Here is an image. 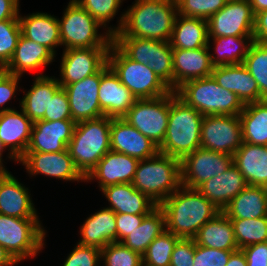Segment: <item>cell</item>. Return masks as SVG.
Segmentation results:
<instances>
[{
	"mask_svg": "<svg viewBox=\"0 0 267 266\" xmlns=\"http://www.w3.org/2000/svg\"><path fill=\"white\" fill-rule=\"evenodd\" d=\"M203 115L170 91V111L165 138L158 150L182 160L200 146Z\"/></svg>",
	"mask_w": 267,
	"mask_h": 266,
	"instance_id": "obj_3",
	"label": "cell"
},
{
	"mask_svg": "<svg viewBox=\"0 0 267 266\" xmlns=\"http://www.w3.org/2000/svg\"><path fill=\"white\" fill-rule=\"evenodd\" d=\"M178 15L208 20L228 0H176Z\"/></svg>",
	"mask_w": 267,
	"mask_h": 266,
	"instance_id": "obj_45",
	"label": "cell"
},
{
	"mask_svg": "<svg viewBox=\"0 0 267 266\" xmlns=\"http://www.w3.org/2000/svg\"><path fill=\"white\" fill-rule=\"evenodd\" d=\"M110 47H94L64 50L58 79L61 86L81 81L98 73L106 64Z\"/></svg>",
	"mask_w": 267,
	"mask_h": 266,
	"instance_id": "obj_14",
	"label": "cell"
},
{
	"mask_svg": "<svg viewBox=\"0 0 267 266\" xmlns=\"http://www.w3.org/2000/svg\"><path fill=\"white\" fill-rule=\"evenodd\" d=\"M75 125L73 120L34 122L27 151L54 153L67 150Z\"/></svg>",
	"mask_w": 267,
	"mask_h": 266,
	"instance_id": "obj_18",
	"label": "cell"
},
{
	"mask_svg": "<svg viewBox=\"0 0 267 266\" xmlns=\"http://www.w3.org/2000/svg\"><path fill=\"white\" fill-rule=\"evenodd\" d=\"M5 149V146L3 145V143L0 141V168L5 169L4 165L2 163V153L3 150Z\"/></svg>",
	"mask_w": 267,
	"mask_h": 266,
	"instance_id": "obj_59",
	"label": "cell"
},
{
	"mask_svg": "<svg viewBox=\"0 0 267 266\" xmlns=\"http://www.w3.org/2000/svg\"><path fill=\"white\" fill-rule=\"evenodd\" d=\"M18 161L31 175L44 174L66 181H85V177L76 168L68 149L54 153L26 151Z\"/></svg>",
	"mask_w": 267,
	"mask_h": 266,
	"instance_id": "obj_16",
	"label": "cell"
},
{
	"mask_svg": "<svg viewBox=\"0 0 267 266\" xmlns=\"http://www.w3.org/2000/svg\"><path fill=\"white\" fill-rule=\"evenodd\" d=\"M254 18L249 0H228L208 20V37L253 36Z\"/></svg>",
	"mask_w": 267,
	"mask_h": 266,
	"instance_id": "obj_13",
	"label": "cell"
},
{
	"mask_svg": "<svg viewBox=\"0 0 267 266\" xmlns=\"http://www.w3.org/2000/svg\"><path fill=\"white\" fill-rule=\"evenodd\" d=\"M254 15L267 10V0H249Z\"/></svg>",
	"mask_w": 267,
	"mask_h": 266,
	"instance_id": "obj_58",
	"label": "cell"
},
{
	"mask_svg": "<svg viewBox=\"0 0 267 266\" xmlns=\"http://www.w3.org/2000/svg\"><path fill=\"white\" fill-rule=\"evenodd\" d=\"M110 202L115 214L147 215L158 205L147 195L135 189L132 183L110 185L100 189Z\"/></svg>",
	"mask_w": 267,
	"mask_h": 266,
	"instance_id": "obj_26",
	"label": "cell"
},
{
	"mask_svg": "<svg viewBox=\"0 0 267 266\" xmlns=\"http://www.w3.org/2000/svg\"><path fill=\"white\" fill-rule=\"evenodd\" d=\"M78 244L102 250L109 243L117 242L116 214L103 208L89 216L80 228Z\"/></svg>",
	"mask_w": 267,
	"mask_h": 266,
	"instance_id": "obj_28",
	"label": "cell"
},
{
	"mask_svg": "<svg viewBox=\"0 0 267 266\" xmlns=\"http://www.w3.org/2000/svg\"><path fill=\"white\" fill-rule=\"evenodd\" d=\"M153 72L173 91V48L168 41L154 40Z\"/></svg>",
	"mask_w": 267,
	"mask_h": 266,
	"instance_id": "obj_42",
	"label": "cell"
},
{
	"mask_svg": "<svg viewBox=\"0 0 267 266\" xmlns=\"http://www.w3.org/2000/svg\"><path fill=\"white\" fill-rule=\"evenodd\" d=\"M194 253V239L180 238L174 246L170 266H193Z\"/></svg>",
	"mask_w": 267,
	"mask_h": 266,
	"instance_id": "obj_50",
	"label": "cell"
},
{
	"mask_svg": "<svg viewBox=\"0 0 267 266\" xmlns=\"http://www.w3.org/2000/svg\"><path fill=\"white\" fill-rule=\"evenodd\" d=\"M100 80L101 70L81 81L61 86L67 93L72 120L75 123L104 116L99 105Z\"/></svg>",
	"mask_w": 267,
	"mask_h": 266,
	"instance_id": "obj_15",
	"label": "cell"
},
{
	"mask_svg": "<svg viewBox=\"0 0 267 266\" xmlns=\"http://www.w3.org/2000/svg\"><path fill=\"white\" fill-rule=\"evenodd\" d=\"M21 35L47 47L54 55L55 48L61 46L58 19L47 13H32L18 17Z\"/></svg>",
	"mask_w": 267,
	"mask_h": 266,
	"instance_id": "obj_30",
	"label": "cell"
},
{
	"mask_svg": "<svg viewBox=\"0 0 267 266\" xmlns=\"http://www.w3.org/2000/svg\"><path fill=\"white\" fill-rule=\"evenodd\" d=\"M210 38L214 41L215 53L218 54L217 57L210 54L213 67L243 63L254 42L253 36L208 37V40Z\"/></svg>",
	"mask_w": 267,
	"mask_h": 266,
	"instance_id": "obj_37",
	"label": "cell"
},
{
	"mask_svg": "<svg viewBox=\"0 0 267 266\" xmlns=\"http://www.w3.org/2000/svg\"><path fill=\"white\" fill-rule=\"evenodd\" d=\"M101 259L105 266H143L142 256L121 242H113L105 246L101 250Z\"/></svg>",
	"mask_w": 267,
	"mask_h": 266,
	"instance_id": "obj_43",
	"label": "cell"
},
{
	"mask_svg": "<svg viewBox=\"0 0 267 266\" xmlns=\"http://www.w3.org/2000/svg\"><path fill=\"white\" fill-rule=\"evenodd\" d=\"M238 249L267 241V216L255 219H230Z\"/></svg>",
	"mask_w": 267,
	"mask_h": 266,
	"instance_id": "obj_38",
	"label": "cell"
},
{
	"mask_svg": "<svg viewBox=\"0 0 267 266\" xmlns=\"http://www.w3.org/2000/svg\"><path fill=\"white\" fill-rule=\"evenodd\" d=\"M239 119L243 142L267 145V100L244 104Z\"/></svg>",
	"mask_w": 267,
	"mask_h": 266,
	"instance_id": "obj_35",
	"label": "cell"
},
{
	"mask_svg": "<svg viewBox=\"0 0 267 266\" xmlns=\"http://www.w3.org/2000/svg\"><path fill=\"white\" fill-rule=\"evenodd\" d=\"M211 76L222 88L234 92L243 104L261 101L257 82L242 63L214 67Z\"/></svg>",
	"mask_w": 267,
	"mask_h": 266,
	"instance_id": "obj_23",
	"label": "cell"
},
{
	"mask_svg": "<svg viewBox=\"0 0 267 266\" xmlns=\"http://www.w3.org/2000/svg\"><path fill=\"white\" fill-rule=\"evenodd\" d=\"M107 64L136 99H153L171 91L153 70L128 58L113 42L108 51Z\"/></svg>",
	"mask_w": 267,
	"mask_h": 266,
	"instance_id": "obj_7",
	"label": "cell"
},
{
	"mask_svg": "<svg viewBox=\"0 0 267 266\" xmlns=\"http://www.w3.org/2000/svg\"><path fill=\"white\" fill-rule=\"evenodd\" d=\"M61 45L67 49L110 47L113 36L98 34L99 22L75 0H70L62 20H59Z\"/></svg>",
	"mask_w": 267,
	"mask_h": 266,
	"instance_id": "obj_8",
	"label": "cell"
},
{
	"mask_svg": "<svg viewBox=\"0 0 267 266\" xmlns=\"http://www.w3.org/2000/svg\"><path fill=\"white\" fill-rule=\"evenodd\" d=\"M164 231H166L165 215L162 209L157 206L144 217L139 227L135 228L121 243L143 256L153 240Z\"/></svg>",
	"mask_w": 267,
	"mask_h": 266,
	"instance_id": "obj_36",
	"label": "cell"
},
{
	"mask_svg": "<svg viewBox=\"0 0 267 266\" xmlns=\"http://www.w3.org/2000/svg\"><path fill=\"white\" fill-rule=\"evenodd\" d=\"M233 164L242 173L247 185L267 187V145L243 142L233 155Z\"/></svg>",
	"mask_w": 267,
	"mask_h": 266,
	"instance_id": "obj_27",
	"label": "cell"
},
{
	"mask_svg": "<svg viewBox=\"0 0 267 266\" xmlns=\"http://www.w3.org/2000/svg\"><path fill=\"white\" fill-rule=\"evenodd\" d=\"M159 207L165 215L166 230L184 239H193L206 222L221 212L197 189L184 186Z\"/></svg>",
	"mask_w": 267,
	"mask_h": 266,
	"instance_id": "obj_2",
	"label": "cell"
},
{
	"mask_svg": "<svg viewBox=\"0 0 267 266\" xmlns=\"http://www.w3.org/2000/svg\"><path fill=\"white\" fill-rule=\"evenodd\" d=\"M0 214L17 218H38L28 188L8 171L0 177Z\"/></svg>",
	"mask_w": 267,
	"mask_h": 266,
	"instance_id": "obj_24",
	"label": "cell"
},
{
	"mask_svg": "<svg viewBox=\"0 0 267 266\" xmlns=\"http://www.w3.org/2000/svg\"><path fill=\"white\" fill-rule=\"evenodd\" d=\"M32 88L24 94L20 102L25 115L34 123L48 114V105L55 92L61 87L57 78L36 76Z\"/></svg>",
	"mask_w": 267,
	"mask_h": 266,
	"instance_id": "obj_33",
	"label": "cell"
},
{
	"mask_svg": "<svg viewBox=\"0 0 267 266\" xmlns=\"http://www.w3.org/2000/svg\"><path fill=\"white\" fill-rule=\"evenodd\" d=\"M132 185L159 206L182 186L181 160L160 152L139 160Z\"/></svg>",
	"mask_w": 267,
	"mask_h": 266,
	"instance_id": "obj_4",
	"label": "cell"
},
{
	"mask_svg": "<svg viewBox=\"0 0 267 266\" xmlns=\"http://www.w3.org/2000/svg\"><path fill=\"white\" fill-rule=\"evenodd\" d=\"M100 259L101 250L98 248L77 244L63 266H99Z\"/></svg>",
	"mask_w": 267,
	"mask_h": 266,
	"instance_id": "obj_49",
	"label": "cell"
},
{
	"mask_svg": "<svg viewBox=\"0 0 267 266\" xmlns=\"http://www.w3.org/2000/svg\"><path fill=\"white\" fill-rule=\"evenodd\" d=\"M17 262L11 257V255L0 245V266H12Z\"/></svg>",
	"mask_w": 267,
	"mask_h": 266,
	"instance_id": "obj_57",
	"label": "cell"
},
{
	"mask_svg": "<svg viewBox=\"0 0 267 266\" xmlns=\"http://www.w3.org/2000/svg\"><path fill=\"white\" fill-rule=\"evenodd\" d=\"M233 164V156L199 147L181 160V184L197 189L212 177L224 173Z\"/></svg>",
	"mask_w": 267,
	"mask_h": 266,
	"instance_id": "obj_12",
	"label": "cell"
},
{
	"mask_svg": "<svg viewBox=\"0 0 267 266\" xmlns=\"http://www.w3.org/2000/svg\"><path fill=\"white\" fill-rule=\"evenodd\" d=\"M33 122L24 111L15 109L0 113V141L9 147V157L18 162L26 153L31 139Z\"/></svg>",
	"mask_w": 267,
	"mask_h": 266,
	"instance_id": "obj_22",
	"label": "cell"
},
{
	"mask_svg": "<svg viewBox=\"0 0 267 266\" xmlns=\"http://www.w3.org/2000/svg\"><path fill=\"white\" fill-rule=\"evenodd\" d=\"M170 92L153 99H137L123 119L158 147L168 126Z\"/></svg>",
	"mask_w": 267,
	"mask_h": 266,
	"instance_id": "obj_10",
	"label": "cell"
},
{
	"mask_svg": "<svg viewBox=\"0 0 267 266\" xmlns=\"http://www.w3.org/2000/svg\"><path fill=\"white\" fill-rule=\"evenodd\" d=\"M137 99L106 64L101 69L99 105L104 116L123 118Z\"/></svg>",
	"mask_w": 267,
	"mask_h": 266,
	"instance_id": "obj_19",
	"label": "cell"
},
{
	"mask_svg": "<svg viewBox=\"0 0 267 266\" xmlns=\"http://www.w3.org/2000/svg\"><path fill=\"white\" fill-rule=\"evenodd\" d=\"M146 215L116 214L117 242H121L139 227Z\"/></svg>",
	"mask_w": 267,
	"mask_h": 266,
	"instance_id": "obj_52",
	"label": "cell"
},
{
	"mask_svg": "<svg viewBox=\"0 0 267 266\" xmlns=\"http://www.w3.org/2000/svg\"><path fill=\"white\" fill-rule=\"evenodd\" d=\"M233 252L195 244L193 266H226Z\"/></svg>",
	"mask_w": 267,
	"mask_h": 266,
	"instance_id": "obj_47",
	"label": "cell"
},
{
	"mask_svg": "<svg viewBox=\"0 0 267 266\" xmlns=\"http://www.w3.org/2000/svg\"><path fill=\"white\" fill-rule=\"evenodd\" d=\"M247 183L242 173L232 164L219 176L212 177L201 184L197 190L216 208L223 211L230 201L237 196Z\"/></svg>",
	"mask_w": 267,
	"mask_h": 266,
	"instance_id": "obj_25",
	"label": "cell"
},
{
	"mask_svg": "<svg viewBox=\"0 0 267 266\" xmlns=\"http://www.w3.org/2000/svg\"><path fill=\"white\" fill-rule=\"evenodd\" d=\"M42 120H72L67 93L63 87H60L50 99L48 114H44Z\"/></svg>",
	"mask_w": 267,
	"mask_h": 266,
	"instance_id": "obj_48",
	"label": "cell"
},
{
	"mask_svg": "<svg viewBox=\"0 0 267 266\" xmlns=\"http://www.w3.org/2000/svg\"><path fill=\"white\" fill-rule=\"evenodd\" d=\"M193 239L195 244L204 247L227 251L239 250L231 220L222 211L206 222Z\"/></svg>",
	"mask_w": 267,
	"mask_h": 266,
	"instance_id": "obj_32",
	"label": "cell"
},
{
	"mask_svg": "<svg viewBox=\"0 0 267 266\" xmlns=\"http://www.w3.org/2000/svg\"><path fill=\"white\" fill-rule=\"evenodd\" d=\"M179 239L167 230L157 236L142 256L143 266H170L171 255Z\"/></svg>",
	"mask_w": 267,
	"mask_h": 266,
	"instance_id": "obj_41",
	"label": "cell"
},
{
	"mask_svg": "<svg viewBox=\"0 0 267 266\" xmlns=\"http://www.w3.org/2000/svg\"><path fill=\"white\" fill-rule=\"evenodd\" d=\"M245 254L247 266H267V241L241 249Z\"/></svg>",
	"mask_w": 267,
	"mask_h": 266,
	"instance_id": "obj_53",
	"label": "cell"
},
{
	"mask_svg": "<svg viewBox=\"0 0 267 266\" xmlns=\"http://www.w3.org/2000/svg\"><path fill=\"white\" fill-rule=\"evenodd\" d=\"M54 57L55 55L47 47L21 35L11 60L3 69L21 77L24 72L49 65Z\"/></svg>",
	"mask_w": 267,
	"mask_h": 266,
	"instance_id": "obj_29",
	"label": "cell"
},
{
	"mask_svg": "<svg viewBox=\"0 0 267 266\" xmlns=\"http://www.w3.org/2000/svg\"><path fill=\"white\" fill-rule=\"evenodd\" d=\"M20 76H16L14 74H10L6 72L4 69H0V107L4 105L7 101H9L17 90L18 81ZM13 110L12 108L3 107L0 109V113L4 111Z\"/></svg>",
	"mask_w": 267,
	"mask_h": 266,
	"instance_id": "obj_51",
	"label": "cell"
},
{
	"mask_svg": "<svg viewBox=\"0 0 267 266\" xmlns=\"http://www.w3.org/2000/svg\"><path fill=\"white\" fill-rule=\"evenodd\" d=\"M242 64L256 80L261 101L267 100V44L254 41Z\"/></svg>",
	"mask_w": 267,
	"mask_h": 266,
	"instance_id": "obj_39",
	"label": "cell"
},
{
	"mask_svg": "<svg viewBox=\"0 0 267 266\" xmlns=\"http://www.w3.org/2000/svg\"><path fill=\"white\" fill-rule=\"evenodd\" d=\"M242 144V128L238 115L203 117L200 136L202 148L233 156Z\"/></svg>",
	"mask_w": 267,
	"mask_h": 266,
	"instance_id": "obj_11",
	"label": "cell"
},
{
	"mask_svg": "<svg viewBox=\"0 0 267 266\" xmlns=\"http://www.w3.org/2000/svg\"><path fill=\"white\" fill-rule=\"evenodd\" d=\"M139 160L116 151H108L85 177V181L99 180V187L132 183Z\"/></svg>",
	"mask_w": 267,
	"mask_h": 266,
	"instance_id": "obj_21",
	"label": "cell"
},
{
	"mask_svg": "<svg viewBox=\"0 0 267 266\" xmlns=\"http://www.w3.org/2000/svg\"><path fill=\"white\" fill-rule=\"evenodd\" d=\"M177 15L176 0H135L134 5L122 14L118 27H109L107 32L113 37L169 42Z\"/></svg>",
	"mask_w": 267,
	"mask_h": 266,
	"instance_id": "obj_1",
	"label": "cell"
},
{
	"mask_svg": "<svg viewBox=\"0 0 267 266\" xmlns=\"http://www.w3.org/2000/svg\"><path fill=\"white\" fill-rule=\"evenodd\" d=\"M84 10L94 17L101 27L111 21L118 12L123 0H75Z\"/></svg>",
	"mask_w": 267,
	"mask_h": 266,
	"instance_id": "obj_46",
	"label": "cell"
},
{
	"mask_svg": "<svg viewBox=\"0 0 267 266\" xmlns=\"http://www.w3.org/2000/svg\"><path fill=\"white\" fill-rule=\"evenodd\" d=\"M175 92L181 100L203 116H239L244 108V104L237 95L222 88L212 76L188 81Z\"/></svg>",
	"mask_w": 267,
	"mask_h": 266,
	"instance_id": "obj_6",
	"label": "cell"
},
{
	"mask_svg": "<svg viewBox=\"0 0 267 266\" xmlns=\"http://www.w3.org/2000/svg\"><path fill=\"white\" fill-rule=\"evenodd\" d=\"M19 0H0V22L19 17Z\"/></svg>",
	"mask_w": 267,
	"mask_h": 266,
	"instance_id": "obj_55",
	"label": "cell"
},
{
	"mask_svg": "<svg viewBox=\"0 0 267 266\" xmlns=\"http://www.w3.org/2000/svg\"><path fill=\"white\" fill-rule=\"evenodd\" d=\"M210 41L208 46L198 49H173V91L184 83L211 76Z\"/></svg>",
	"mask_w": 267,
	"mask_h": 266,
	"instance_id": "obj_20",
	"label": "cell"
},
{
	"mask_svg": "<svg viewBox=\"0 0 267 266\" xmlns=\"http://www.w3.org/2000/svg\"><path fill=\"white\" fill-rule=\"evenodd\" d=\"M169 43L173 49L185 50L208 46L207 20L177 15Z\"/></svg>",
	"mask_w": 267,
	"mask_h": 266,
	"instance_id": "obj_34",
	"label": "cell"
},
{
	"mask_svg": "<svg viewBox=\"0 0 267 266\" xmlns=\"http://www.w3.org/2000/svg\"><path fill=\"white\" fill-rule=\"evenodd\" d=\"M20 36L19 19L0 22V69H3L11 60Z\"/></svg>",
	"mask_w": 267,
	"mask_h": 266,
	"instance_id": "obj_44",
	"label": "cell"
},
{
	"mask_svg": "<svg viewBox=\"0 0 267 266\" xmlns=\"http://www.w3.org/2000/svg\"><path fill=\"white\" fill-rule=\"evenodd\" d=\"M230 219L267 216V187L247 185L222 211Z\"/></svg>",
	"mask_w": 267,
	"mask_h": 266,
	"instance_id": "obj_31",
	"label": "cell"
},
{
	"mask_svg": "<svg viewBox=\"0 0 267 266\" xmlns=\"http://www.w3.org/2000/svg\"><path fill=\"white\" fill-rule=\"evenodd\" d=\"M110 125L111 118L107 116L76 123L67 149L84 177L110 151Z\"/></svg>",
	"mask_w": 267,
	"mask_h": 266,
	"instance_id": "obj_5",
	"label": "cell"
},
{
	"mask_svg": "<svg viewBox=\"0 0 267 266\" xmlns=\"http://www.w3.org/2000/svg\"><path fill=\"white\" fill-rule=\"evenodd\" d=\"M226 266H247V260L243 251L241 249L234 251L230 255Z\"/></svg>",
	"mask_w": 267,
	"mask_h": 266,
	"instance_id": "obj_56",
	"label": "cell"
},
{
	"mask_svg": "<svg viewBox=\"0 0 267 266\" xmlns=\"http://www.w3.org/2000/svg\"><path fill=\"white\" fill-rule=\"evenodd\" d=\"M253 39L255 42L267 44V10L255 14Z\"/></svg>",
	"mask_w": 267,
	"mask_h": 266,
	"instance_id": "obj_54",
	"label": "cell"
},
{
	"mask_svg": "<svg viewBox=\"0 0 267 266\" xmlns=\"http://www.w3.org/2000/svg\"><path fill=\"white\" fill-rule=\"evenodd\" d=\"M7 170L0 168V173H5Z\"/></svg>",
	"mask_w": 267,
	"mask_h": 266,
	"instance_id": "obj_60",
	"label": "cell"
},
{
	"mask_svg": "<svg viewBox=\"0 0 267 266\" xmlns=\"http://www.w3.org/2000/svg\"><path fill=\"white\" fill-rule=\"evenodd\" d=\"M38 219L0 214V245L17 263L43 248L46 232Z\"/></svg>",
	"mask_w": 267,
	"mask_h": 266,
	"instance_id": "obj_9",
	"label": "cell"
},
{
	"mask_svg": "<svg viewBox=\"0 0 267 266\" xmlns=\"http://www.w3.org/2000/svg\"><path fill=\"white\" fill-rule=\"evenodd\" d=\"M110 150L124 153L138 160L154 157L158 146L131 126L123 118H111Z\"/></svg>",
	"mask_w": 267,
	"mask_h": 266,
	"instance_id": "obj_17",
	"label": "cell"
},
{
	"mask_svg": "<svg viewBox=\"0 0 267 266\" xmlns=\"http://www.w3.org/2000/svg\"><path fill=\"white\" fill-rule=\"evenodd\" d=\"M113 43L128 58L153 70L154 40L139 37H113Z\"/></svg>",
	"mask_w": 267,
	"mask_h": 266,
	"instance_id": "obj_40",
	"label": "cell"
}]
</instances>
